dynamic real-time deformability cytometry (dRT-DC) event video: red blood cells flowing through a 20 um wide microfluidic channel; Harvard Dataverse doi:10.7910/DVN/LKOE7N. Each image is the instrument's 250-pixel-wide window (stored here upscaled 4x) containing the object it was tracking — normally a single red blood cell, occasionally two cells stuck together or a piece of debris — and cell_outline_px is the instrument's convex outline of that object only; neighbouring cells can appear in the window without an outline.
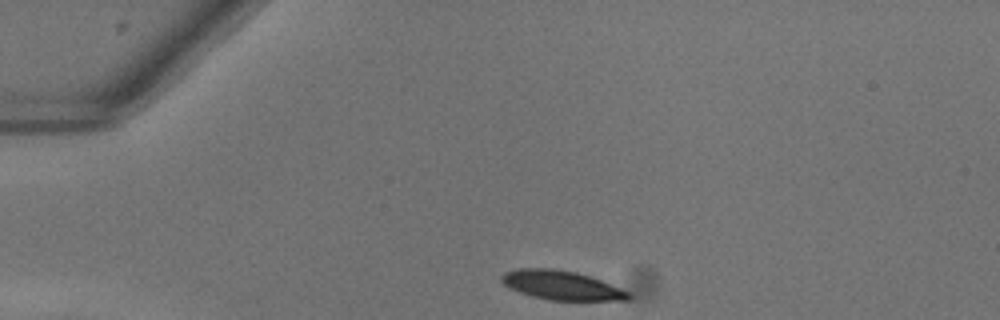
{"species": "common noctule bat (a hibernating species)", "species_latin": "Nyctalus noctula", "temperature_condition": "warm", "stored_images_in_passage": 9, "camera_frame_rate_fps": 3000, "um_per_image_px": 0.085, "animal": {"sex": "female"}, "frame": {"image": 1, "passage_image": 1, "time_ms": 0.0, "image_size_px": [1000, 320], "cell_outline_px": [[632, 296], [628, 300], [548, 300], [532, 296], [520, 292], [504, 284], [500, 280], [500, 276], [504, 272], [516, 268], [552, 268], [576, 272], [600, 280], [628, 292]], "centroid_in_image_um": [47.68, 24.24], "position_along_channel_um": 37.3, "area_um2": 21.33}}
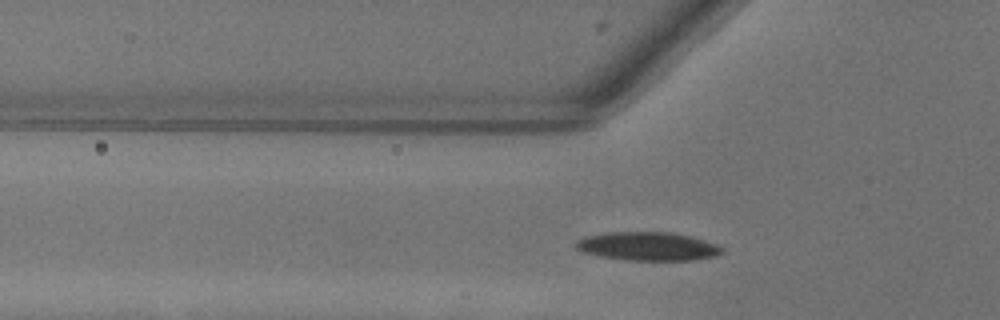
{"frame": {"image": 2, "passage_image": 7, "time_ms": 2.0, "image_size_px": [1000, 320], "cell_outline_px": [[724, 252], [716, 256], [696, 260], [628, 260], [600, 256], [584, 252], [576, 248], [572, 244], [576, 240], [584, 236], [608, 232], [672, 232], [692, 236], [716, 244], [724, 248]], "centroid_in_image_um": [55.07, 20.93], "position_along_channel_um": 70.7, "area_um2": 24.57}}